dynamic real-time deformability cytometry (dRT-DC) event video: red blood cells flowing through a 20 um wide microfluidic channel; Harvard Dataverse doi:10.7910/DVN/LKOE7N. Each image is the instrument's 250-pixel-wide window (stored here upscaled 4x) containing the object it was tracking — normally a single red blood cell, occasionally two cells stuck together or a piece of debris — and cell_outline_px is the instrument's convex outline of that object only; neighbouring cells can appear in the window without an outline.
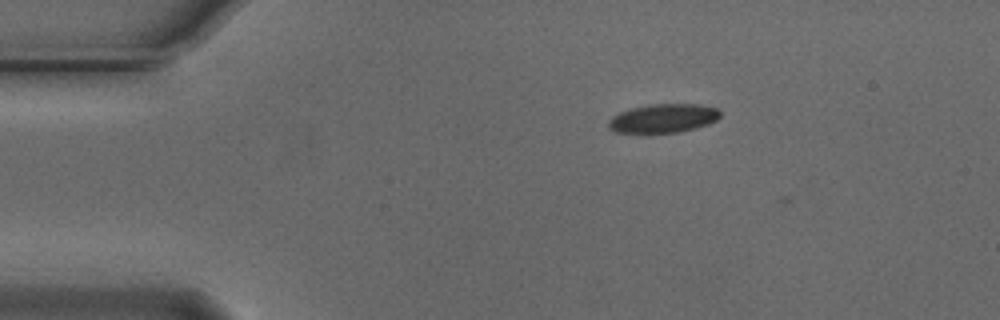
{"species": "Egyptian fruit bat (a non-hibernating species)", "species_latin": "Rousettus aegyptiacus", "temperature_condition": "cold", "stored_images_in_passage": 3, "camera_frame_rate_fps": 3000, "um_per_image_px": 0.085, "animal": {"sex": "male"}, "frame": {"image": 1, "passage_image": 1, "time_ms": 0.0, "image_size_px": [1000, 320], "cell_outline_px": [[720, 116], [716, 120], [708, 124], [696, 128], [676, 132], [616, 132], [608, 128], [608, 120], [612, 116], [628, 108], [648, 104], [700, 104], [716, 108], [720, 112]], "centroid_in_image_um": [56.35, 10.04], "position_along_channel_um": 28.6, "area_um2": 18.73}}